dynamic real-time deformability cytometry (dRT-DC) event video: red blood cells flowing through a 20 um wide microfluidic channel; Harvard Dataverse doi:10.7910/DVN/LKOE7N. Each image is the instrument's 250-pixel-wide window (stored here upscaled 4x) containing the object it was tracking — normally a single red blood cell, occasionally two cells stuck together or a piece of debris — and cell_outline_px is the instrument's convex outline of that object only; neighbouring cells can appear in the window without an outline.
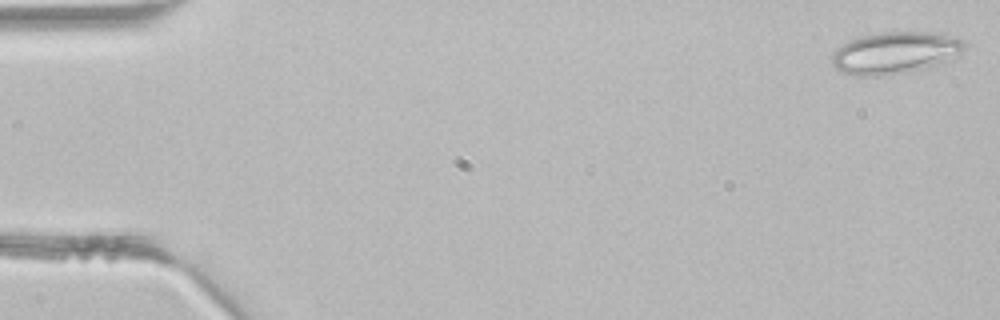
{"species": "common noctule bat (a hibernating species)", "species_latin": "Nyctalus noctula", "temperature_condition": "room temperature", "stored_images_in_passage": 3, "camera_frame_rate_fps": 3000, "um_per_image_px": 0.085, "animal": {"sex": "male", "body_mass_g": 21.5, "forearm_length_mm": 52.0}, "frame": {"image": 1, "passage_image": 1, "time_ms": 0.0, "image_size_px": [1000, 320], "cell_outline_px": [[964, 48], [944, 64], [908, 72], [876, 76], [860, 76], [840, 72], [832, 64], [832, 52], [836, 48], [848, 40], [860, 36], [884, 32], [944, 32], [964, 40]], "centroid_in_image_um": [76.09, 4.48], "position_along_channel_um": 8.9, "area_um2": 32.77}}